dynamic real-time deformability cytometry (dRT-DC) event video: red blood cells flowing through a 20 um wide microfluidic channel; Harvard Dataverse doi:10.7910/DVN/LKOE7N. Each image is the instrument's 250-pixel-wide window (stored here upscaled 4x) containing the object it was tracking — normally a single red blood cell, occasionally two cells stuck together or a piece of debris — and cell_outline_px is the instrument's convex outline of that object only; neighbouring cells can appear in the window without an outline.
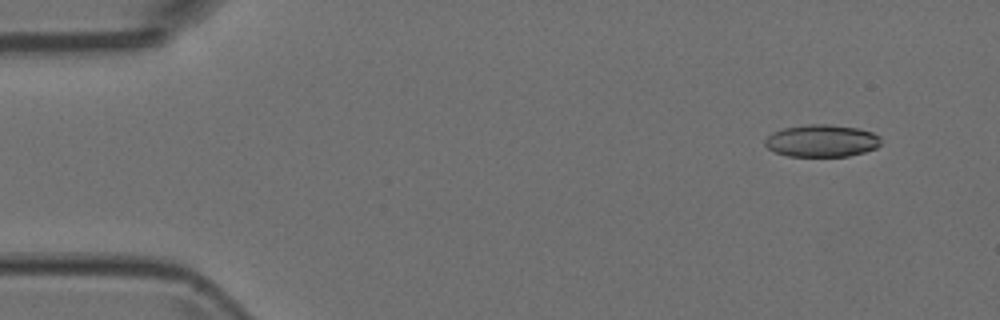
{"species": "Egyptian fruit bat (a non-hibernating species)", "species_latin": "Rousettus aegyptiacus", "temperature_condition": "room temperature", "stored_images_in_passage": 6, "camera_frame_rate_fps": 3000, "um_per_image_px": 0.085, "animal": {"sex": "female"}, "frame": {"image": 1, "passage_image": 2, "time_ms": 0.333, "image_size_px": [1000, 320], "cell_outline_px": [[880, 144], [876, 148], [864, 152], [848, 156], [788, 156], [776, 152], [768, 148], [764, 144], [764, 140], [772, 132], [784, 128], [808, 124], [828, 124], [856, 128], [872, 132], [880, 136]], "centroid_in_image_um": [69.84, 11.96], "position_along_channel_um": 15.2, "area_um2": 21.73}}
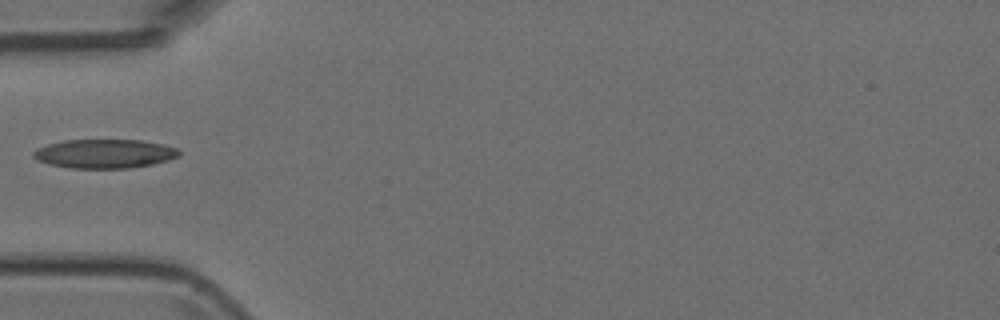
{"frame": {"image": 2, "passage_image": 5, "time_ms": 1.333, "image_size_px": [1000, 320], "cell_outline_px": [[180, 156], [168, 160], [152, 164], [128, 168], [68, 168], [48, 164], [36, 160], [32, 156], [32, 152], [36, 148], [48, 144], [64, 140], [140, 140], [164, 144], [176, 148], [180, 152]], "centroid_in_image_um": [8.85, 13.06], "position_along_channel_um": 76.1, "area_um2": 24.74}}
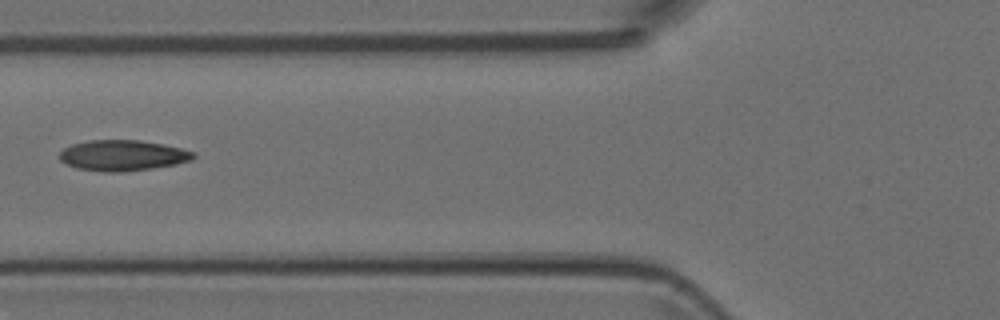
{"frame": {"image": 3, "passage_image": 6, "time_ms": 1.667, "image_size_px": [1000, 320], "cell_outline_px": [[196, 156], [192, 160], [176, 164], [152, 168], [120, 172], [104, 172], [76, 168], [60, 160], [60, 152], [64, 148], [72, 144], [88, 140], [140, 140], [180, 148], [196, 152]], "centroid_in_image_um": [10.43, 13.21], "position_along_channel_um": 115.4, "area_um2": 23.87}}